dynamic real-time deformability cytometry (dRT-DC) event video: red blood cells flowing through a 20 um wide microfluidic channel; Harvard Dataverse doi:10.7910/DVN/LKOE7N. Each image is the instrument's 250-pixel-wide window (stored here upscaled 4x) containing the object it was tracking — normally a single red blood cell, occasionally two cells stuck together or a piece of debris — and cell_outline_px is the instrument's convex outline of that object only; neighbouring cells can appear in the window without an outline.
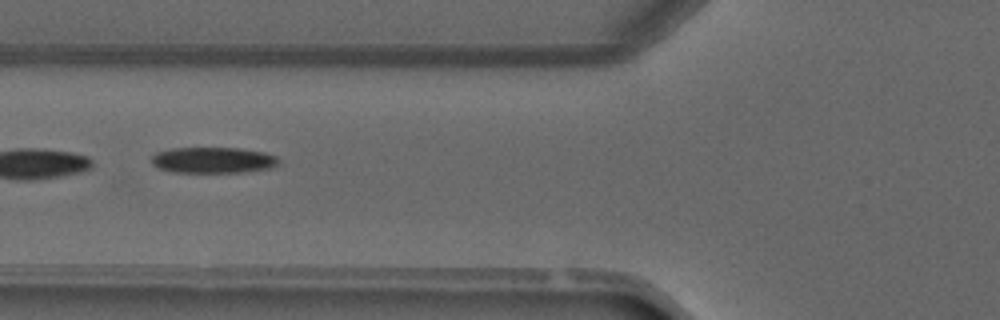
{"species": "common noctule bat (a hibernating species)", "species_latin": "Nyctalus noctula", "temperature_condition": "warm", "stored_images_in_passage": 5, "camera_frame_rate_fps": 3000, "um_per_image_px": 0.085, "animal": {"sex": "male", "forearm_length_mm": 52.5}, "frame": {"image": 1, "passage_image": 5, "time_ms": 5.0, "image_size_px": [1000, 320], "cell_outline_px": [[280, 160], [276, 164], [268, 168], [244, 172], [172, 172], [160, 168], [152, 164], [152, 156], [156, 152], [176, 148], [236, 148], [264, 152], [276, 156]], "centroid_in_image_um": [18.1, 13.61], "position_along_channel_um": 107.7, "area_um2": 19.02}}